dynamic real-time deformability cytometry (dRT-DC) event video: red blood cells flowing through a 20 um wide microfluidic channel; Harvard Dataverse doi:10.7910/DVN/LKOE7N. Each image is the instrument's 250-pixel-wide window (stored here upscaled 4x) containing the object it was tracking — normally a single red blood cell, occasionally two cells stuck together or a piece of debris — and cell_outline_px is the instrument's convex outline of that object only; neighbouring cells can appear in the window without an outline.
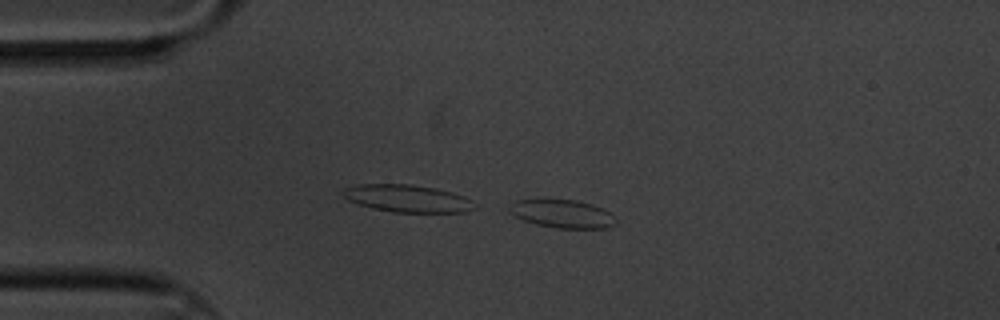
{"species": "common noctule bat (a hibernating species)", "species_latin": "Nyctalus noctula", "temperature_condition": "cold", "stored_images_in_passage": 4, "camera_frame_rate_fps": 3000, "um_per_image_px": 0.085, "animal": {"sex": "male", "body_mass_g": 20.1, "forearm_length_mm": 53.5}, "frame": {"image": 1, "passage_image": 3, "time_ms": 0.667, "image_size_px": [1000, 320], "cell_outline_px": [[616, 224], [608, 228], [556, 228], [536, 224], [524, 220], [508, 212], [516, 200], [576, 200], [592, 204], [604, 208], [616, 216]], "centroid_in_image_um": [47.89, 18.18], "position_along_channel_um": 37.1, "area_um2": 17.4}}